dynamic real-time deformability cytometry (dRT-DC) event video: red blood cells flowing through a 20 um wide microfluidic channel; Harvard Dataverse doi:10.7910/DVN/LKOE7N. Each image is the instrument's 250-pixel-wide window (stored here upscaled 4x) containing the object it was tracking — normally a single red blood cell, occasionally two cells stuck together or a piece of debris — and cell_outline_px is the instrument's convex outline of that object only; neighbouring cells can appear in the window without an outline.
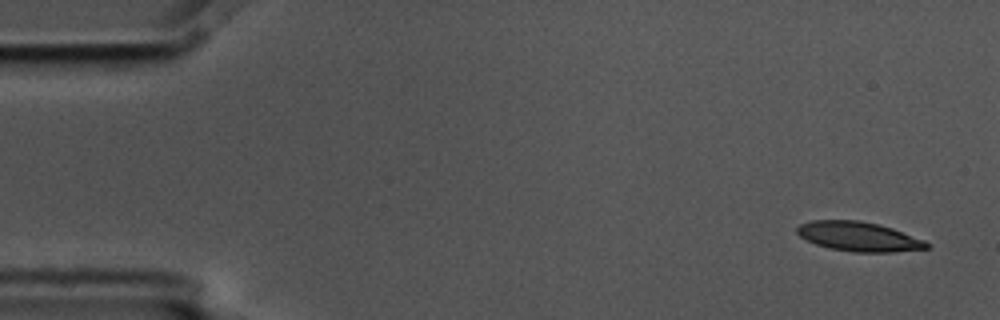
{"species": "common noctule bat (a hibernating species)", "species_latin": "Nyctalus noctula", "temperature_condition": "cold", "stored_images_in_passage": 8, "camera_frame_rate_fps": 3000, "um_per_image_px": 0.085, "animal": {"sex": "male", "body_mass_g": 17.5, "forearm_length_mm": 52.3}, "frame": {"image": 1, "passage_image": 1, "time_ms": 0.0, "image_size_px": [1000, 320], "cell_outline_px": [[932, 244], [928, 248], [892, 252], [852, 252], [828, 248], [816, 244], [800, 236], [796, 232], [796, 228], [800, 224], [812, 220], [860, 220], [880, 224], [892, 228], [924, 240]], "centroid_in_image_um": [72.99, 20.1], "position_along_channel_um": 12.0, "area_um2": 22.31}}
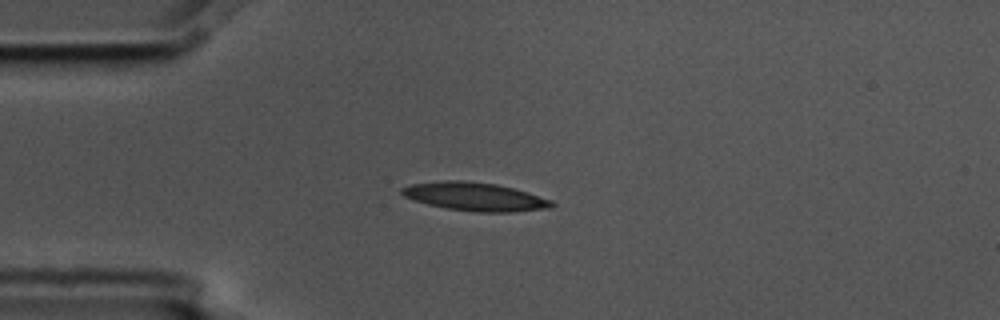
{"frame": {"image": 2, "passage_image": 4, "time_ms": 1.0, "image_size_px": [1000, 320], "cell_outline_px": [[556, 204], [552, 208], [512, 212], [472, 212], [448, 208], [428, 204], [404, 196], [400, 192], [400, 188], [412, 184], [444, 180], [460, 180], [496, 184], [528, 192], [552, 200]], "centroid_in_image_um": [40.41, 16.72], "position_along_channel_um": 44.6, "area_um2": 24.74}}